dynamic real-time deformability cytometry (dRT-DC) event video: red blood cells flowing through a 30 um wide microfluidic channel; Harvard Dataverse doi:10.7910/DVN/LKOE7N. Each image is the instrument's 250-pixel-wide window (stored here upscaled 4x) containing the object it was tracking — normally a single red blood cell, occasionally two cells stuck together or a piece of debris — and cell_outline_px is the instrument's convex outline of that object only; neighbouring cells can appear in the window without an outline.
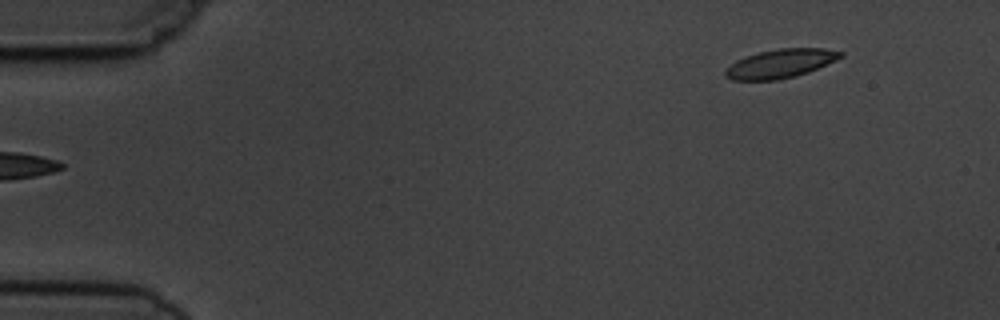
{"species": "common noctule bat (a hibernating species)", "species_latin": "Nyctalus noctula", "temperature_condition": "cold", "stored_images_in_passage": 5, "camera_frame_rate_fps": 3000, "um_per_image_px": 0.085, "animal": {"sex": "male", "body_mass_g": 19.5, "forearm_length_mm": 54.6}, "frame": {"image": 1, "passage_image": 5, "time_ms": 5.667, "image_size_px": [1000, 320], "cell_outline_px": [[844, 56], [836, 60], [808, 72], [796, 76], [776, 80], [732, 80], [724, 76], [724, 72], [736, 60], [744, 56], [776, 48], [824, 48], [844, 52]], "centroid_in_image_um": [66.35, 5.4], "position_along_channel_um": 18.7, "area_um2": 19.36}}